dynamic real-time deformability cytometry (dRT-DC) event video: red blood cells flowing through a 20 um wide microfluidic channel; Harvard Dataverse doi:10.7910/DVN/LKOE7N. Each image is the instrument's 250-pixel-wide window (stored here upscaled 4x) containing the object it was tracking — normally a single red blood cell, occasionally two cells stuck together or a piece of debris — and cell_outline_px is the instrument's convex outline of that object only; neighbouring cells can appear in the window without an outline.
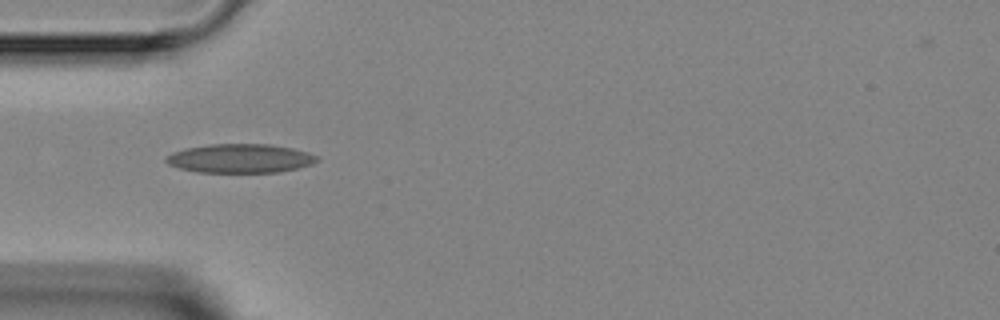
{"species": "Egyptian fruit bat (a non-hibernating species)", "species_latin": "Rousettus aegyptiacus", "temperature_condition": "room temperature", "stored_images_in_passage": 5, "camera_frame_rate_fps": 3000, "um_per_image_px": 0.085, "animal": {"sex": "female"}, "frame": {"image": 1, "passage_image": 4, "time_ms": 4.333, "image_size_px": [1000, 320], "cell_outline_px": [[320, 160], [312, 164], [280, 172], [196, 172], [180, 168], [168, 164], [164, 160], [172, 152], [184, 148], [208, 144], [272, 144], [292, 148], [308, 152], [316, 156]], "centroid_in_image_um": [20.41, 13.46], "position_along_channel_um": 64.6, "area_um2": 25.49}}